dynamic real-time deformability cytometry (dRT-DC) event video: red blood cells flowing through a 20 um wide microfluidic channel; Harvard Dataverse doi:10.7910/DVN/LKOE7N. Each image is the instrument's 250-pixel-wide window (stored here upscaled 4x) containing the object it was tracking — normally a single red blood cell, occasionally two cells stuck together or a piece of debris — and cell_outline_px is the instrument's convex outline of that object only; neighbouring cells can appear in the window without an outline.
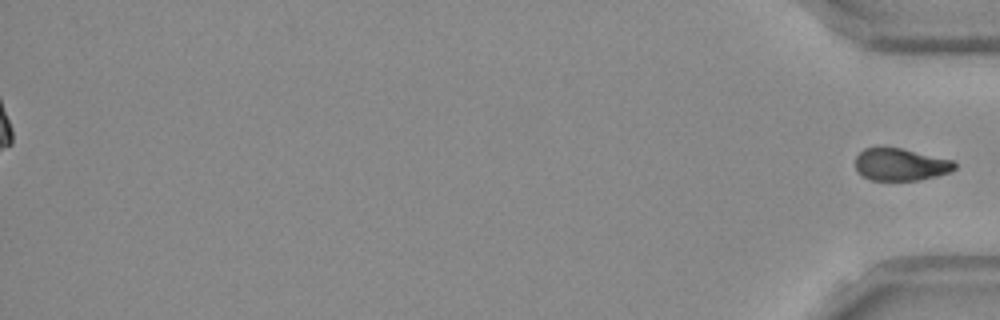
{"species": "Egyptian fruit bat (a non-hibernating species)", "species_latin": "Rousettus aegyptiacus", "temperature_condition": "room temperature", "stored_images_in_passage": 45, "segment_of_instrument_passage": [2, 2], "camera_frame_rate_fps": 3000, "um_per_image_px": 0.085, "frame": {"image": 1, "passage_image": 45, "time_ms": 14.667, "image_size_px": [1000, 320], "cell_outline_px": [[956, 168], [948, 172], [936, 176], [920, 180], [872, 180], [856, 172], [856, 156], [864, 148], [900, 148], [952, 160], [956, 164]], "centroid_in_image_um": [76.53, 13.99], "position_along_channel_um": 358.7, "area_um2": 18.44}}